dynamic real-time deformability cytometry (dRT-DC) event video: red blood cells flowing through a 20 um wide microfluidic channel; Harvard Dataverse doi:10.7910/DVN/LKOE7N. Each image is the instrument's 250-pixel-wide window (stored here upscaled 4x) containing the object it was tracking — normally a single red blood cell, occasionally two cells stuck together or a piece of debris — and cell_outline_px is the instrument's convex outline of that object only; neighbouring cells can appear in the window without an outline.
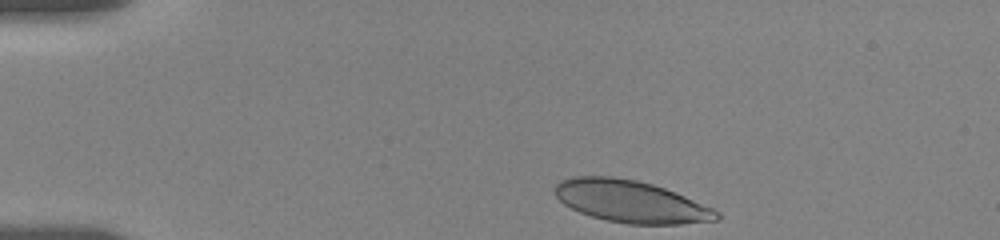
{"species": "human", "species_latin": "Homo sapiens", "temperature_condition": "room temperature", "stored_images_in_passage": 43, "camera_frame_rate_fps": 3000, "um_per_image_px": 0.085, "donor": {"sex": "female"}, "frame": {"image": 1, "passage_image": 1, "time_ms": 0.0, "image_size_px": [1000, 240], "cell_outline_px": [[720, 220], [680, 224], [628, 224], [604, 220], [580, 212], [564, 204], [556, 196], [552, 188], [560, 180], [572, 176], [612, 176], [636, 180], [652, 184], [676, 192], [712, 208], [720, 212]], "centroid_in_image_um": [53.6, 17.12], "position_along_channel_um": 31.4, "area_um2": 39.82}}
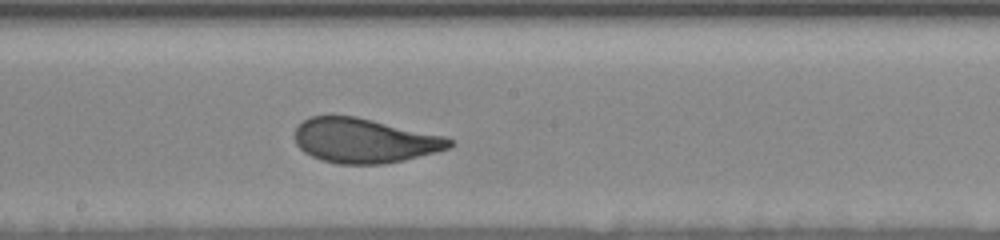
{"frame": {"image": 2, "passage_image": 25, "time_ms": 7.0, "image_size_px": [1000, 240], "cell_outline_px": [[456, 144], [448, 148], [436, 152], [404, 160], [384, 164], [336, 164], [320, 160], [304, 152], [296, 144], [296, 128], [308, 116], [356, 116], [448, 136], [456, 140]], "centroid_in_image_um": [31.04, 11.95], "position_along_channel_um": 217.2, "area_um2": 40.58}}
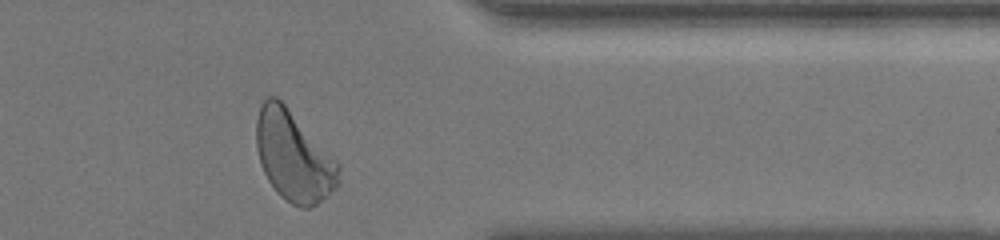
{"frame": {"image": 3, "passage_image": 43, "time_ms": 12.0, "image_size_px": [1000, 240], "cell_outline_px": [[340, 184], [316, 204], [308, 208], [300, 208], [292, 204], [280, 196], [276, 192], [268, 180], [260, 164], [256, 148], [256, 120], [260, 104], [268, 96], [276, 96], [284, 104], [340, 164]], "centroid_in_image_um": [24.94, 13.3], "position_along_channel_um": 386.5, "area_um2": 43.06}, "authors_computed_cell_mechanics": {"area_um2": 40.749, "velocity_mm_per_s": 3.5573, "shape_relaxation_time_tau1_ms": 4.9924, "shape_relaxation_time_tau2_ms": null, "deformation_change_tau1": 0.1882, "deformation_change_tau2": null}}